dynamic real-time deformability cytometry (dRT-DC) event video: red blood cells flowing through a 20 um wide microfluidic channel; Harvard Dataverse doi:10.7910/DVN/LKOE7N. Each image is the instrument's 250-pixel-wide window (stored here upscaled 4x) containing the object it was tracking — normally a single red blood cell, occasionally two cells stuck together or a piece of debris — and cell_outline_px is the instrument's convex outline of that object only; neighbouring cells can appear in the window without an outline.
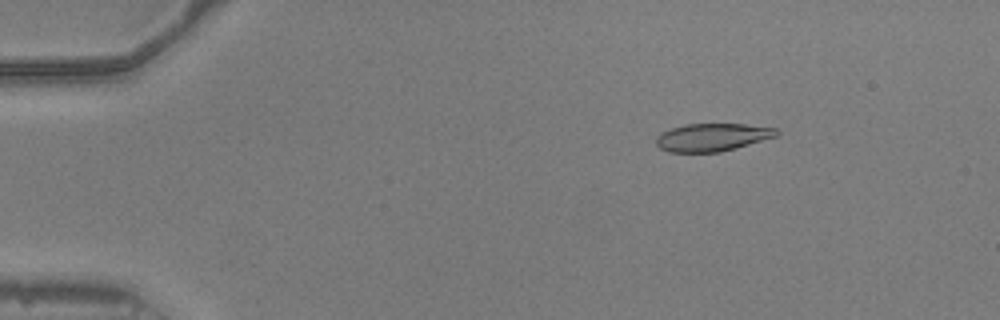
{"species": "common noctule bat (a hibernating species)", "species_latin": "Nyctalus noctula", "temperature_condition": "warm", "stored_images_in_passage": 51, "camera_frame_rate_fps": 3000, "um_per_image_px": 0.085, "animal": {"sex": "male", "body_mass_g": 20.5, "forearm_length_mm": 52.5}, "frame": {"image": 1, "passage_image": 7, "time_ms": 2.0, "image_size_px": [1000, 320], "cell_outline_px": [[780, 132], [776, 136], [736, 148], [720, 152], [668, 152], [660, 148], [656, 144], [656, 136], [672, 128], [684, 124], [744, 124], [776, 128]], "centroid_in_image_um": [60.54, 11.67], "position_along_channel_um": 24.5, "area_um2": 19.42}}
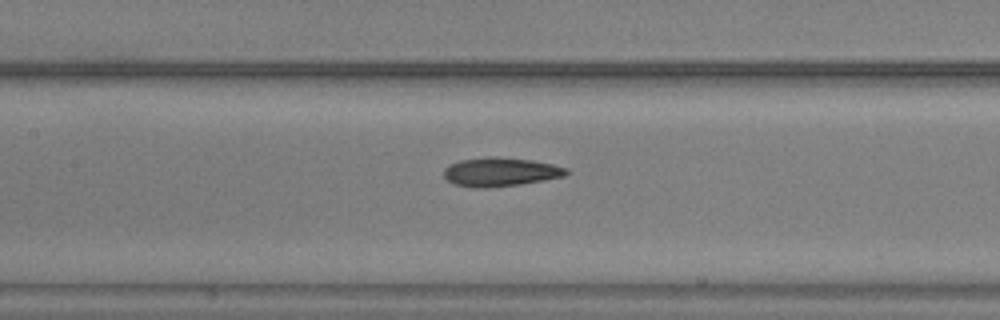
{"frame": {"image": 2, "passage_image": 24, "time_ms": 7.667, "image_size_px": [1000, 320], "cell_outline_px": [[568, 172], [564, 176], [544, 180], [520, 184], [488, 188], [476, 188], [452, 184], [444, 176], [444, 168], [460, 160], [488, 156], [496, 156], [532, 160], [552, 164], [568, 168]], "centroid_in_image_um": [42.52, 14.61], "position_along_channel_um": 164.9, "area_um2": 20.63}}
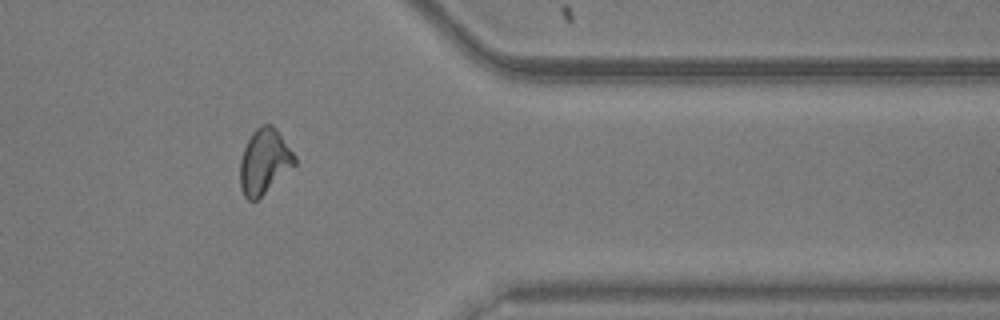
{"frame": {"image": 3, "passage_image": 42, "time_ms": 13.667, "image_size_px": [1000, 320], "cell_outline_px": [[296, 164], [256, 200], [248, 200], [244, 196], [240, 188], [240, 160], [244, 148], [252, 132], [256, 128], [264, 124], [272, 124], [276, 128], [296, 156]], "centroid_in_image_um": [22.46, 13.71], "position_along_channel_um": 388.9, "area_um2": 20.52}, "authors_computed_cell_mechanics": {"area_um2": 20.4612, "velocity_mm_per_s": 3.9583, "shape_relaxation_time_tau1_ms": 3.8626, "shape_relaxation_time_tau2_ms": 2.7743, "deformation_change_tau1": 0.169, "deformation_change_tau2": 0.1161}}